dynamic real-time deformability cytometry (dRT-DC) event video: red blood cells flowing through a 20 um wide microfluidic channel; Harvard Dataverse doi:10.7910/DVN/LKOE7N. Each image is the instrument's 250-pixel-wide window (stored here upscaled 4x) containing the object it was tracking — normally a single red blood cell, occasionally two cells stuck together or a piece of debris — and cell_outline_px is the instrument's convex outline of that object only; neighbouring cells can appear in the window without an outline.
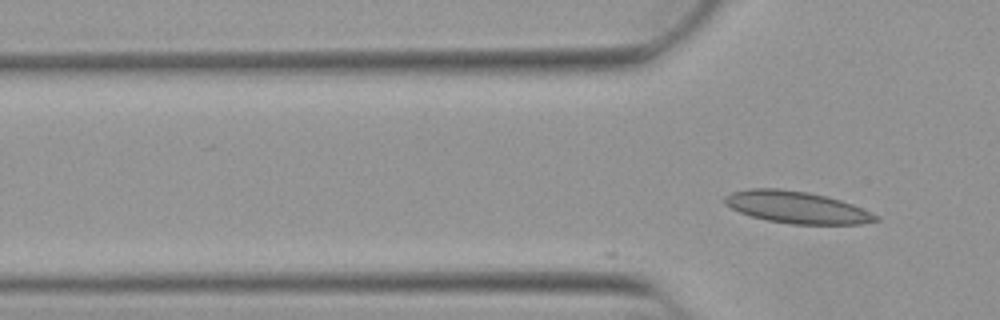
{"species": "Egyptian fruit bat (a non-hibernating species)", "species_latin": "Rousettus aegyptiacus", "temperature_condition": "warm", "stored_images_in_passage": 13, "camera_frame_rate_fps": 3000, "um_per_image_px": 0.085, "animal": {"sex": "female"}, "frame": {"image": 1, "passage_image": 13, "time_ms": 4.0, "image_size_px": [1000, 320], "cell_outline_px": [[880, 220], [860, 224], [792, 224], [768, 220], [752, 216], [740, 212], [724, 204], [724, 196], [732, 192], [748, 188], [780, 188], [808, 192], [840, 200], [852, 204], [880, 216]], "centroid_in_image_um": [67.72, 17.61], "position_along_channel_um": 58.1, "area_um2": 28.03}}